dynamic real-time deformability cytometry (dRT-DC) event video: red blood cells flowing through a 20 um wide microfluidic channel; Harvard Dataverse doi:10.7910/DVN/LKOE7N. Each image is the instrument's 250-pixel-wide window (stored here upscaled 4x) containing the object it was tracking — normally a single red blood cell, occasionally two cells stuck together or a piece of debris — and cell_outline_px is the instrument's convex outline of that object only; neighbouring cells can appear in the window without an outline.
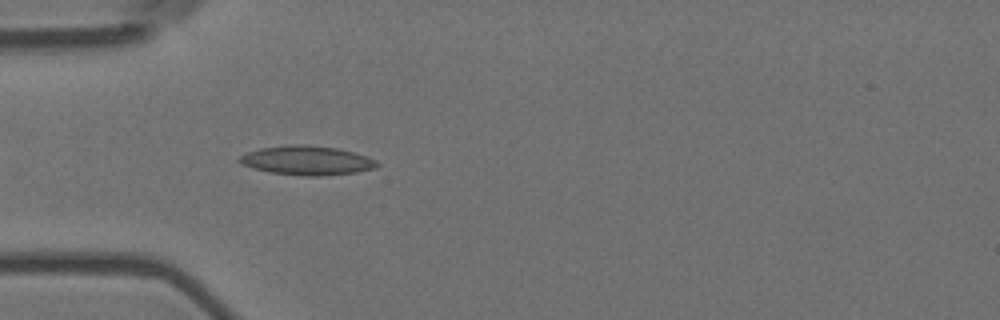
{"species": "Egyptian fruit bat (a non-hibernating species)", "species_latin": "Rousettus aegyptiacus", "temperature_condition": "room temperature", "stored_images_in_passage": 4, "camera_frame_rate_fps": 3000, "um_per_image_px": 0.085, "animal": {"sex": "female"}, "frame": {"image": 1, "passage_image": 4, "time_ms": 1.0, "image_size_px": [1000, 320], "cell_outline_px": [[380, 164], [376, 168], [356, 172], [320, 176], [300, 176], [272, 172], [252, 168], [240, 164], [236, 160], [240, 156], [248, 152], [260, 148], [292, 144], [300, 144], [336, 148], [368, 156], [376, 160]], "centroid_in_image_um": [26.08, 13.64], "position_along_channel_um": 58.9, "area_um2": 23.41}}